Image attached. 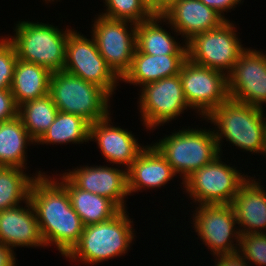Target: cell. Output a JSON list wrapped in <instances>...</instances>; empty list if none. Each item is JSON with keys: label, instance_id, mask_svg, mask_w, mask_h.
Masks as SVG:
<instances>
[{"label": "cell", "instance_id": "cell-1", "mask_svg": "<svg viewBox=\"0 0 266 266\" xmlns=\"http://www.w3.org/2000/svg\"><path fill=\"white\" fill-rule=\"evenodd\" d=\"M56 179L44 174L37 176L31 185L29 200L46 247L56 245L65 257L78 243L84 225L71 205L66 188Z\"/></svg>", "mask_w": 266, "mask_h": 266}, {"label": "cell", "instance_id": "cell-2", "mask_svg": "<svg viewBox=\"0 0 266 266\" xmlns=\"http://www.w3.org/2000/svg\"><path fill=\"white\" fill-rule=\"evenodd\" d=\"M262 108L228 98L215 108L205 119L217 126L213 130L220 154L221 142L253 153H266V117Z\"/></svg>", "mask_w": 266, "mask_h": 266}, {"label": "cell", "instance_id": "cell-3", "mask_svg": "<svg viewBox=\"0 0 266 266\" xmlns=\"http://www.w3.org/2000/svg\"><path fill=\"white\" fill-rule=\"evenodd\" d=\"M126 210H121L108 221L84 226L78 243L65 257L69 261L96 265L127 253L135 229Z\"/></svg>", "mask_w": 266, "mask_h": 266}, {"label": "cell", "instance_id": "cell-4", "mask_svg": "<svg viewBox=\"0 0 266 266\" xmlns=\"http://www.w3.org/2000/svg\"><path fill=\"white\" fill-rule=\"evenodd\" d=\"M14 31L15 35L7 38L14 44L19 60L41 65L51 72L64 69L71 29L61 31L49 23L19 21Z\"/></svg>", "mask_w": 266, "mask_h": 266}, {"label": "cell", "instance_id": "cell-5", "mask_svg": "<svg viewBox=\"0 0 266 266\" xmlns=\"http://www.w3.org/2000/svg\"><path fill=\"white\" fill-rule=\"evenodd\" d=\"M49 95L60 112L81 116L90 124L110 115L111 96L103 88L64 70L52 72Z\"/></svg>", "mask_w": 266, "mask_h": 266}, {"label": "cell", "instance_id": "cell-6", "mask_svg": "<svg viewBox=\"0 0 266 266\" xmlns=\"http://www.w3.org/2000/svg\"><path fill=\"white\" fill-rule=\"evenodd\" d=\"M166 158L182 182L194 171L220 155L218 143L211 129H182L164 136L153 144Z\"/></svg>", "mask_w": 266, "mask_h": 266}, {"label": "cell", "instance_id": "cell-7", "mask_svg": "<svg viewBox=\"0 0 266 266\" xmlns=\"http://www.w3.org/2000/svg\"><path fill=\"white\" fill-rule=\"evenodd\" d=\"M221 154L194 171L181 184L199 205L231 204L248 175L222 162ZM247 176V177H246Z\"/></svg>", "mask_w": 266, "mask_h": 266}, {"label": "cell", "instance_id": "cell-8", "mask_svg": "<svg viewBox=\"0 0 266 266\" xmlns=\"http://www.w3.org/2000/svg\"><path fill=\"white\" fill-rule=\"evenodd\" d=\"M236 32L234 24L227 20L219 28L193 36L186 42L187 59L227 75L246 49Z\"/></svg>", "mask_w": 266, "mask_h": 266}, {"label": "cell", "instance_id": "cell-9", "mask_svg": "<svg viewBox=\"0 0 266 266\" xmlns=\"http://www.w3.org/2000/svg\"><path fill=\"white\" fill-rule=\"evenodd\" d=\"M92 25V37L101 56L105 59L108 67L121 80L130 70L137 48V24L98 15Z\"/></svg>", "mask_w": 266, "mask_h": 266}, {"label": "cell", "instance_id": "cell-10", "mask_svg": "<svg viewBox=\"0 0 266 266\" xmlns=\"http://www.w3.org/2000/svg\"><path fill=\"white\" fill-rule=\"evenodd\" d=\"M179 76L186 103L205 118L228 98L227 75L186 59Z\"/></svg>", "mask_w": 266, "mask_h": 266}, {"label": "cell", "instance_id": "cell-11", "mask_svg": "<svg viewBox=\"0 0 266 266\" xmlns=\"http://www.w3.org/2000/svg\"><path fill=\"white\" fill-rule=\"evenodd\" d=\"M75 31L72 29L68 35L63 70L103 88L112 96L120 79L101 56L94 38L88 39Z\"/></svg>", "mask_w": 266, "mask_h": 266}, {"label": "cell", "instance_id": "cell-12", "mask_svg": "<svg viewBox=\"0 0 266 266\" xmlns=\"http://www.w3.org/2000/svg\"><path fill=\"white\" fill-rule=\"evenodd\" d=\"M194 212V230L214 256L239 251L241 234L231 204L198 205Z\"/></svg>", "mask_w": 266, "mask_h": 266}, {"label": "cell", "instance_id": "cell-13", "mask_svg": "<svg viewBox=\"0 0 266 266\" xmlns=\"http://www.w3.org/2000/svg\"><path fill=\"white\" fill-rule=\"evenodd\" d=\"M141 88L139 112L146 129L163 126L189 108L179 74L147 83Z\"/></svg>", "mask_w": 266, "mask_h": 266}, {"label": "cell", "instance_id": "cell-14", "mask_svg": "<svg viewBox=\"0 0 266 266\" xmlns=\"http://www.w3.org/2000/svg\"><path fill=\"white\" fill-rule=\"evenodd\" d=\"M229 98L263 109L266 103V54L246 48L227 74Z\"/></svg>", "mask_w": 266, "mask_h": 266}, {"label": "cell", "instance_id": "cell-15", "mask_svg": "<svg viewBox=\"0 0 266 266\" xmlns=\"http://www.w3.org/2000/svg\"><path fill=\"white\" fill-rule=\"evenodd\" d=\"M78 188L109 198L125 210V197L129 195L127 169L108 166H80L64 173Z\"/></svg>", "mask_w": 266, "mask_h": 266}, {"label": "cell", "instance_id": "cell-16", "mask_svg": "<svg viewBox=\"0 0 266 266\" xmlns=\"http://www.w3.org/2000/svg\"><path fill=\"white\" fill-rule=\"evenodd\" d=\"M110 118L108 115L90 124L89 140L97 141L102 155L110 164L124 165L128 169L146 146H141L132 132L111 125Z\"/></svg>", "mask_w": 266, "mask_h": 266}, {"label": "cell", "instance_id": "cell-17", "mask_svg": "<svg viewBox=\"0 0 266 266\" xmlns=\"http://www.w3.org/2000/svg\"><path fill=\"white\" fill-rule=\"evenodd\" d=\"M227 20L200 0H181L163 14V22L182 35L185 43L199 33L219 28Z\"/></svg>", "mask_w": 266, "mask_h": 266}, {"label": "cell", "instance_id": "cell-18", "mask_svg": "<svg viewBox=\"0 0 266 266\" xmlns=\"http://www.w3.org/2000/svg\"><path fill=\"white\" fill-rule=\"evenodd\" d=\"M20 205L0 211V243L16 247H44L36 213L28 199ZM27 207V208H26Z\"/></svg>", "mask_w": 266, "mask_h": 266}, {"label": "cell", "instance_id": "cell-19", "mask_svg": "<svg viewBox=\"0 0 266 266\" xmlns=\"http://www.w3.org/2000/svg\"><path fill=\"white\" fill-rule=\"evenodd\" d=\"M151 145H146L127 169L129 195L141 191L142 188L144 190L165 186L176 176L166 158Z\"/></svg>", "mask_w": 266, "mask_h": 266}, {"label": "cell", "instance_id": "cell-20", "mask_svg": "<svg viewBox=\"0 0 266 266\" xmlns=\"http://www.w3.org/2000/svg\"><path fill=\"white\" fill-rule=\"evenodd\" d=\"M260 183L249 176L231 203L240 234L266 233V190Z\"/></svg>", "mask_w": 266, "mask_h": 266}, {"label": "cell", "instance_id": "cell-21", "mask_svg": "<svg viewBox=\"0 0 266 266\" xmlns=\"http://www.w3.org/2000/svg\"><path fill=\"white\" fill-rule=\"evenodd\" d=\"M187 55H149L135 50L130 70L120 80L145 85L165 77L178 75Z\"/></svg>", "mask_w": 266, "mask_h": 266}, {"label": "cell", "instance_id": "cell-22", "mask_svg": "<svg viewBox=\"0 0 266 266\" xmlns=\"http://www.w3.org/2000/svg\"><path fill=\"white\" fill-rule=\"evenodd\" d=\"M58 179L66 188L71 205L84 226L108 221L121 211L109 198L78 188L64 173Z\"/></svg>", "mask_w": 266, "mask_h": 266}, {"label": "cell", "instance_id": "cell-23", "mask_svg": "<svg viewBox=\"0 0 266 266\" xmlns=\"http://www.w3.org/2000/svg\"><path fill=\"white\" fill-rule=\"evenodd\" d=\"M51 76L47 68L18 59L10 88L16 106L48 95Z\"/></svg>", "mask_w": 266, "mask_h": 266}, {"label": "cell", "instance_id": "cell-24", "mask_svg": "<svg viewBox=\"0 0 266 266\" xmlns=\"http://www.w3.org/2000/svg\"><path fill=\"white\" fill-rule=\"evenodd\" d=\"M163 15H153L138 23L136 27V47L149 55H187V46H181L175 37L160 26ZM160 23V24H158ZM180 44V45H179Z\"/></svg>", "mask_w": 266, "mask_h": 266}, {"label": "cell", "instance_id": "cell-25", "mask_svg": "<svg viewBox=\"0 0 266 266\" xmlns=\"http://www.w3.org/2000/svg\"><path fill=\"white\" fill-rule=\"evenodd\" d=\"M35 141L29 136L19 115L0 123V166L26 169L27 144Z\"/></svg>", "mask_w": 266, "mask_h": 266}, {"label": "cell", "instance_id": "cell-26", "mask_svg": "<svg viewBox=\"0 0 266 266\" xmlns=\"http://www.w3.org/2000/svg\"><path fill=\"white\" fill-rule=\"evenodd\" d=\"M90 123L71 113L58 112L54 122L36 142L37 144H67L89 141Z\"/></svg>", "mask_w": 266, "mask_h": 266}, {"label": "cell", "instance_id": "cell-27", "mask_svg": "<svg viewBox=\"0 0 266 266\" xmlns=\"http://www.w3.org/2000/svg\"><path fill=\"white\" fill-rule=\"evenodd\" d=\"M59 110L56 108L51 96L48 94L18 107L23 126L35 143L48 130L54 122Z\"/></svg>", "mask_w": 266, "mask_h": 266}, {"label": "cell", "instance_id": "cell-28", "mask_svg": "<svg viewBox=\"0 0 266 266\" xmlns=\"http://www.w3.org/2000/svg\"><path fill=\"white\" fill-rule=\"evenodd\" d=\"M38 173V174H37ZM29 177L23 168L0 166V211L12 208L29 199L33 180L40 175Z\"/></svg>", "mask_w": 266, "mask_h": 266}, {"label": "cell", "instance_id": "cell-29", "mask_svg": "<svg viewBox=\"0 0 266 266\" xmlns=\"http://www.w3.org/2000/svg\"><path fill=\"white\" fill-rule=\"evenodd\" d=\"M107 6L105 13L100 15L118 20L141 23L154 14L145 0H104Z\"/></svg>", "mask_w": 266, "mask_h": 266}, {"label": "cell", "instance_id": "cell-30", "mask_svg": "<svg viewBox=\"0 0 266 266\" xmlns=\"http://www.w3.org/2000/svg\"><path fill=\"white\" fill-rule=\"evenodd\" d=\"M238 252L248 264L266 266V233L241 234Z\"/></svg>", "mask_w": 266, "mask_h": 266}, {"label": "cell", "instance_id": "cell-31", "mask_svg": "<svg viewBox=\"0 0 266 266\" xmlns=\"http://www.w3.org/2000/svg\"><path fill=\"white\" fill-rule=\"evenodd\" d=\"M17 60L14 44L7 37L0 38V90L11 88Z\"/></svg>", "mask_w": 266, "mask_h": 266}, {"label": "cell", "instance_id": "cell-32", "mask_svg": "<svg viewBox=\"0 0 266 266\" xmlns=\"http://www.w3.org/2000/svg\"><path fill=\"white\" fill-rule=\"evenodd\" d=\"M18 115V107L10 89L0 90V123Z\"/></svg>", "mask_w": 266, "mask_h": 266}, {"label": "cell", "instance_id": "cell-33", "mask_svg": "<svg viewBox=\"0 0 266 266\" xmlns=\"http://www.w3.org/2000/svg\"><path fill=\"white\" fill-rule=\"evenodd\" d=\"M200 1L203 2L207 7L216 10L224 18H225L224 12L233 9L236 7V5L242 3L241 2L242 0H200Z\"/></svg>", "mask_w": 266, "mask_h": 266}, {"label": "cell", "instance_id": "cell-34", "mask_svg": "<svg viewBox=\"0 0 266 266\" xmlns=\"http://www.w3.org/2000/svg\"><path fill=\"white\" fill-rule=\"evenodd\" d=\"M14 250L0 243V266H17Z\"/></svg>", "mask_w": 266, "mask_h": 266}, {"label": "cell", "instance_id": "cell-35", "mask_svg": "<svg viewBox=\"0 0 266 266\" xmlns=\"http://www.w3.org/2000/svg\"><path fill=\"white\" fill-rule=\"evenodd\" d=\"M181 0H159V15H163L175 3Z\"/></svg>", "mask_w": 266, "mask_h": 266}, {"label": "cell", "instance_id": "cell-36", "mask_svg": "<svg viewBox=\"0 0 266 266\" xmlns=\"http://www.w3.org/2000/svg\"><path fill=\"white\" fill-rule=\"evenodd\" d=\"M151 7L154 15H159V0H145Z\"/></svg>", "mask_w": 266, "mask_h": 266}]
</instances>
